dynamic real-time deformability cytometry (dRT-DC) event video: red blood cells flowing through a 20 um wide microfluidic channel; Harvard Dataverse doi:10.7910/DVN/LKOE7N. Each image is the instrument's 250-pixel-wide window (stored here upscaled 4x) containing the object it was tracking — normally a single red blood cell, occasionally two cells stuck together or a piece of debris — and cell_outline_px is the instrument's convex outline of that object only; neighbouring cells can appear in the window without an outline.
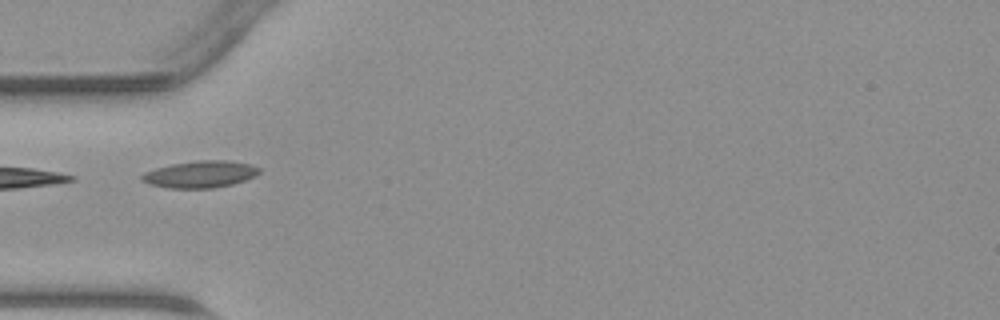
{"species": "common noctule bat (a hibernating species)", "species_latin": "Nyctalus noctula", "temperature_condition": "warm", "stored_images_in_passage": 32, "camera_frame_rate_fps": 3000, "um_per_image_px": 0.085, "animal": {"sex": "male", "body_mass_g": 23.1, "forearm_length_mm": 52.7}, "frame": {"image": 1, "passage_image": 1, "time_ms": 0.0, "image_size_px": [1000, 320], "cell_outline_px": [[260, 172], [256, 176], [232, 184], [212, 188], [168, 188], [148, 184], [140, 180], [140, 176], [144, 172], [156, 168], [172, 164], [196, 160], [228, 160], [248, 164], [260, 168]], "centroid_in_image_um": [16.99, 14.81], "position_along_channel_um": 68.0, "area_um2": 18.44}}
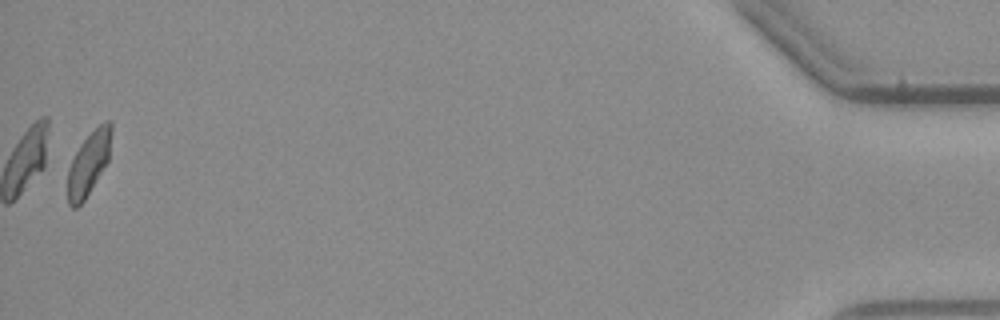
{"frame": {"image": 2, "passage_image": 32, "time_ms": 10.333, "image_size_px": [1000, 320], "cell_outline_px": [[112, 132], [108, 160], [84, 200], [76, 208], [72, 208], [68, 204], [68, 168], [80, 144], [104, 120], [112, 120]], "centroid_in_image_um": [7.54, 13.86], "position_along_channel_um": 427.7, "area_um2": 15.84}}